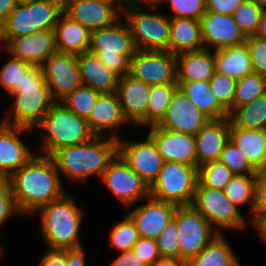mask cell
<instances>
[{"label": "cell", "instance_id": "cell-1", "mask_svg": "<svg viewBox=\"0 0 266 266\" xmlns=\"http://www.w3.org/2000/svg\"><path fill=\"white\" fill-rule=\"evenodd\" d=\"M50 156H34L7 179L21 215L35 214L65 193L62 179Z\"/></svg>", "mask_w": 266, "mask_h": 266}, {"label": "cell", "instance_id": "cell-2", "mask_svg": "<svg viewBox=\"0 0 266 266\" xmlns=\"http://www.w3.org/2000/svg\"><path fill=\"white\" fill-rule=\"evenodd\" d=\"M117 154V138L95 136L89 142L57 150L51 158L59 174L64 173L69 180L80 182L92 175L101 178Z\"/></svg>", "mask_w": 266, "mask_h": 266}, {"label": "cell", "instance_id": "cell-3", "mask_svg": "<svg viewBox=\"0 0 266 266\" xmlns=\"http://www.w3.org/2000/svg\"><path fill=\"white\" fill-rule=\"evenodd\" d=\"M14 98L10 113L1 122L34 130L55 103L43 78L41 66L31 65L23 74L20 85L9 94Z\"/></svg>", "mask_w": 266, "mask_h": 266}, {"label": "cell", "instance_id": "cell-4", "mask_svg": "<svg viewBox=\"0 0 266 266\" xmlns=\"http://www.w3.org/2000/svg\"><path fill=\"white\" fill-rule=\"evenodd\" d=\"M36 213L40 214V234L48 247L46 249L69 250L83 247L79 232L85 216L84 210L67 193L41 207Z\"/></svg>", "mask_w": 266, "mask_h": 266}, {"label": "cell", "instance_id": "cell-5", "mask_svg": "<svg viewBox=\"0 0 266 266\" xmlns=\"http://www.w3.org/2000/svg\"><path fill=\"white\" fill-rule=\"evenodd\" d=\"M43 129L42 148L44 156H52L57 150L91 141L96 135L88 121L77 116L60 102H55L36 127Z\"/></svg>", "mask_w": 266, "mask_h": 266}, {"label": "cell", "instance_id": "cell-6", "mask_svg": "<svg viewBox=\"0 0 266 266\" xmlns=\"http://www.w3.org/2000/svg\"><path fill=\"white\" fill-rule=\"evenodd\" d=\"M62 12L63 0L17 3L0 25V47H5L14 38L54 29Z\"/></svg>", "mask_w": 266, "mask_h": 266}, {"label": "cell", "instance_id": "cell-7", "mask_svg": "<svg viewBox=\"0 0 266 266\" xmlns=\"http://www.w3.org/2000/svg\"><path fill=\"white\" fill-rule=\"evenodd\" d=\"M89 52L120 77L130 73V60L137 51L128 23L121 19L91 31Z\"/></svg>", "mask_w": 266, "mask_h": 266}, {"label": "cell", "instance_id": "cell-8", "mask_svg": "<svg viewBox=\"0 0 266 266\" xmlns=\"http://www.w3.org/2000/svg\"><path fill=\"white\" fill-rule=\"evenodd\" d=\"M141 8L124 0L121 13L129 25L136 49L169 51L170 16L157 13L154 7L146 12Z\"/></svg>", "mask_w": 266, "mask_h": 266}, {"label": "cell", "instance_id": "cell-9", "mask_svg": "<svg viewBox=\"0 0 266 266\" xmlns=\"http://www.w3.org/2000/svg\"><path fill=\"white\" fill-rule=\"evenodd\" d=\"M198 182V167L164 162L156 180L149 187L150 196L177 206L192 205Z\"/></svg>", "mask_w": 266, "mask_h": 266}, {"label": "cell", "instance_id": "cell-10", "mask_svg": "<svg viewBox=\"0 0 266 266\" xmlns=\"http://www.w3.org/2000/svg\"><path fill=\"white\" fill-rule=\"evenodd\" d=\"M178 232L180 260L185 264L199 255L219 233L193 206H178L174 214Z\"/></svg>", "mask_w": 266, "mask_h": 266}, {"label": "cell", "instance_id": "cell-11", "mask_svg": "<svg viewBox=\"0 0 266 266\" xmlns=\"http://www.w3.org/2000/svg\"><path fill=\"white\" fill-rule=\"evenodd\" d=\"M192 205L219 234H222V229H242L248 223L239 207L225 196L223 190L203 187L199 182Z\"/></svg>", "mask_w": 266, "mask_h": 266}, {"label": "cell", "instance_id": "cell-12", "mask_svg": "<svg viewBox=\"0 0 266 266\" xmlns=\"http://www.w3.org/2000/svg\"><path fill=\"white\" fill-rule=\"evenodd\" d=\"M101 181L113 195L129 208L139 200L146 201L150 196L149 186L117 154L104 170Z\"/></svg>", "mask_w": 266, "mask_h": 266}, {"label": "cell", "instance_id": "cell-13", "mask_svg": "<svg viewBox=\"0 0 266 266\" xmlns=\"http://www.w3.org/2000/svg\"><path fill=\"white\" fill-rule=\"evenodd\" d=\"M130 74L148 85L177 84L176 55L137 50L130 60Z\"/></svg>", "mask_w": 266, "mask_h": 266}, {"label": "cell", "instance_id": "cell-14", "mask_svg": "<svg viewBox=\"0 0 266 266\" xmlns=\"http://www.w3.org/2000/svg\"><path fill=\"white\" fill-rule=\"evenodd\" d=\"M41 70L54 102H61L82 85L76 54H52L41 64Z\"/></svg>", "mask_w": 266, "mask_h": 266}, {"label": "cell", "instance_id": "cell-15", "mask_svg": "<svg viewBox=\"0 0 266 266\" xmlns=\"http://www.w3.org/2000/svg\"><path fill=\"white\" fill-rule=\"evenodd\" d=\"M118 155L150 187L156 180L164 160L153 140L147 135L145 141L118 139Z\"/></svg>", "mask_w": 266, "mask_h": 266}, {"label": "cell", "instance_id": "cell-16", "mask_svg": "<svg viewBox=\"0 0 266 266\" xmlns=\"http://www.w3.org/2000/svg\"><path fill=\"white\" fill-rule=\"evenodd\" d=\"M124 2L63 0V12L90 32L112 25L122 15Z\"/></svg>", "mask_w": 266, "mask_h": 266}, {"label": "cell", "instance_id": "cell-17", "mask_svg": "<svg viewBox=\"0 0 266 266\" xmlns=\"http://www.w3.org/2000/svg\"><path fill=\"white\" fill-rule=\"evenodd\" d=\"M210 119L178 87L158 127L195 136Z\"/></svg>", "mask_w": 266, "mask_h": 266}, {"label": "cell", "instance_id": "cell-18", "mask_svg": "<svg viewBox=\"0 0 266 266\" xmlns=\"http://www.w3.org/2000/svg\"><path fill=\"white\" fill-rule=\"evenodd\" d=\"M31 131L0 122V180H7L35 156L19 137L21 132Z\"/></svg>", "mask_w": 266, "mask_h": 266}, {"label": "cell", "instance_id": "cell-19", "mask_svg": "<svg viewBox=\"0 0 266 266\" xmlns=\"http://www.w3.org/2000/svg\"><path fill=\"white\" fill-rule=\"evenodd\" d=\"M147 135L156 144L164 162H176L196 167L195 136L149 126Z\"/></svg>", "mask_w": 266, "mask_h": 266}, {"label": "cell", "instance_id": "cell-20", "mask_svg": "<svg viewBox=\"0 0 266 266\" xmlns=\"http://www.w3.org/2000/svg\"><path fill=\"white\" fill-rule=\"evenodd\" d=\"M204 48L218 50L246 42L232 15L206 12L200 19Z\"/></svg>", "mask_w": 266, "mask_h": 266}, {"label": "cell", "instance_id": "cell-21", "mask_svg": "<svg viewBox=\"0 0 266 266\" xmlns=\"http://www.w3.org/2000/svg\"><path fill=\"white\" fill-rule=\"evenodd\" d=\"M3 49L15 58L35 66H41L52 54L58 52L54 29L14 38Z\"/></svg>", "mask_w": 266, "mask_h": 266}, {"label": "cell", "instance_id": "cell-22", "mask_svg": "<svg viewBox=\"0 0 266 266\" xmlns=\"http://www.w3.org/2000/svg\"><path fill=\"white\" fill-rule=\"evenodd\" d=\"M147 203L132 209L128 215L134 221L140 237L156 240L174 218L177 205L149 196Z\"/></svg>", "mask_w": 266, "mask_h": 266}, {"label": "cell", "instance_id": "cell-23", "mask_svg": "<svg viewBox=\"0 0 266 266\" xmlns=\"http://www.w3.org/2000/svg\"><path fill=\"white\" fill-rule=\"evenodd\" d=\"M150 85L135 78L130 73L121 76L117 85V95L123 114L128 122L147 126V106Z\"/></svg>", "mask_w": 266, "mask_h": 266}, {"label": "cell", "instance_id": "cell-24", "mask_svg": "<svg viewBox=\"0 0 266 266\" xmlns=\"http://www.w3.org/2000/svg\"><path fill=\"white\" fill-rule=\"evenodd\" d=\"M229 117L210 120L196 135V167L217 161L224 145L229 141Z\"/></svg>", "mask_w": 266, "mask_h": 266}, {"label": "cell", "instance_id": "cell-25", "mask_svg": "<svg viewBox=\"0 0 266 266\" xmlns=\"http://www.w3.org/2000/svg\"><path fill=\"white\" fill-rule=\"evenodd\" d=\"M87 121L90 130L96 136H105L103 131L109 130L112 133L111 136L117 139L119 137L115 129H119L123 123H129L123 114L116 92L101 93Z\"/></svg>", "mask_w": 266, "mask_h": 266}, {"label": "cell", "instance_id": "cell-26", "mask_svg": "<svg viewBox=\"0 0 266 266\" xmlns=\"http://www.w3.org/2000/svg\"><path fill=\"white\" fill-rule=\"evenodd\" d=\"M77 65L82 85L101 93H115L120 76L110 70L94 53L77 55Z\"/></svg>", "mask_w": 266, "mask_h": 266}, {"label": "cell", "instance_id": "cell-27", "mask_svg": "<svg viewBox=\"0 0 266 266\" xmlns=\"http://www.w3.org/2000/svg\"><path fill=\"white\" fill-rule=\"evenodd\" d=\"M215 72L214 51L203 48L176 55L177 82L209 81Z\"/></svg>", "mask_w": 266, "mask_h": 266}, {"label": "cell", "instance_id": "cell-28", "mask_svg": "<svg viewBox=\"0 0 266 266\" xmlns=\"http://www.w3.org/2000/svg\"><path fill=\"white\" fill-rule=\"evenodd\" d=\"M229 140L256 171L266 169V135L264 130L230 127Z\"/></svg>", "mask_w": 266, "mask_h": 266}, {"label": "cell", "instance_id": "cell-29", "mask_svg": "<svg viewBox=\"0 0 266 266\" xmlns=\"http://www.w3.org/2000/svg\"><path fill=\"white\" fill-rule=\"evenodd\" d=\"M60 53L82 54L89 50L91 32L62 12L54 28Z\"/></svg>", "mask_w": 266, "mask_h": 266}, {"label": "cell", "instance_id": "cell-30", "mask_svg": "<svg viewBox=\"0 0 266 266\" xmlns=\"http://www.w3.org/2000/svg\"><path fill=\"white\" fill-rule=\"evenodd\" d=\"M215 72L235 80L253 73L251 54L245 43L214 50Z\"/></svg>", "mask_w": 266, "mask_h": 266}, {"label": "cell", "instance_id": "cell-31", "mask_svg": "<svg viewBox=\"0 0 266 266\" xmlns=\"http://www.w3.org/2000/svg\"><path fill=\"white\" fill-rule=\"evenodd\" d=\"M200 20L170 17L169 51L175 55L203 49Z\"/></svg>", "mask_w": 266, "mask_h": 266}, {"label": "cell", "instance_id": "cell-32", "mask_svg": "<svg viewBox=\"0 0 266 266\" xmlns=\"http://www.w3.org/2000/svg\"><path fill=\"white\" fill-rule=\"evenodd\" d=\"M177 85L210 120L224 119L229 116L219 105L209 81L177 82Z\"/></svg>", "mask_w": 266, "mask_h": 266}, {"label": "cell", "instance_id": "cell-33", "mask_svg": "<svg viewBox=\"0 0 266 266\" xmlns=\"http://www.w3.org/2000/svg\"><path fill=\"white\" fill-rule=\"evenodd\" d=\"M184 266H242L234 250L223 237L217 235L196 257L188 260Z\"/></svg>", "mask_w": 266, "mask_h": 266}, {"label": "cell", "instance_id": "cell-34", "mask_svg": "<svg viewBox=\"0 0 266 266\" xmlns=\"http://www.w3.org/2000/svg\"><path fill=\"white\" fill-rule=\"evenodd\" d=\"M228 117L230 127L264 130L266 128V93L248 104L236 107Z\"/></svg>", "mask_w": 266, "mask_h": 266}, {"label": "cell", "instance_id": "cell-35", "mask_svg": "<svg viewBox=\"0 0 266 266\" xmlns=\"http://www.w3.org/2000/svg\"><path fill=\"white\" fill-rule=\"evenodd\" d=\"M177 84L150 85L147 106V127L157 125L165 116Z\"/></svg>", "mask_w": 266, "mask_h": 266}, {"label": "cell", "instance_id": "cell-36", "mask_svg": "<svg viewBox=\"0 0 266 266\" xmlns=\"http://www.w3.org/2000/svg\"><path fill=\"white\" fill-rule=\"evenodd\" d=\"M256 174L234 175L223 189L225 196L236 206L252 202L250 212L253 214L255 203Z\"/></svg>", "mask_w": 266, "mask_h": 266}, {"label": "cell", "instance_id": "cell-37", "mask_svg": "<svg viewBox=\"0 0 266 266\" xmlns=\"http://www.w3.org/2000/svg\"><path fill=\"white\" fill-rule=\"evenodd\" d=\"M265 6L253 0H245L232 14L240 31L247 38L256 34Z\"/></svg>", "mask_w": 266, "mask_h": 266}, {"label": "cell", "instance_id": "cell-38", "mask_svg": "<svg viewBox=\"0 0 266 266\" xmlns=\"http://www.w3.org/2000/svg\"><path fill=\"white\" fill-rule=\"evenodd\" d=\"M101 92L81 85L60 103L77 116L88 119Z\"/></svg>", "mask_w": 266, "mask_h": 266}, {"label": "cell", "instance_id": "cell-39", "mask_svg": "<svg viewBox=\"0 0 266 266\" xmlns=\"http://www.w3.org/2000/svg\"><path fill=\"white\" fill-rule=\"evenodd\" d=\"M266 93V78L257 73L245 75L236 80L234 109L254 101Z\"/></svg>", "mask_w": 266, "mask_h": 266}, {"label": "cell", "instance_id": "cell-40", "mask_svg": "<svg viewBox=\"0 0 266 266\" xmlns=\"http://www.w3.org/2000/svg\"><path fill=\"white\" fill-rule=\"evenodd\" d=\"M109 233L110 245L119 253L132 250L140 238L136 225L128 214Z\"/></svg>", "mask_w": 266, "mask_h": 266}, {"label": "cell", "instance_id": "cell-41", "mask_svg": "<svg viewBox=\"0 0 266 266\" xmlns=\"http://www.w3.org/2000/svg\"><path fill=\"white\" fill-rule=\"evenodd\" d=\"M234 174L219 160L198 167V182L211 189L223 190Z\"/></svg>", "mask_w": 266, "mask_h": 266}, {"label": "cell", "instance_id": "cell-42", "mask_svg": "<svg viewBox=\"0 0 266 266\" xmlns=\"http://www.w3.org/2000/svg\"><path fill=\"white\" fill-rule=\"evenodd\" d=\"M209 83L219 105L230 114L234 110L236 80L214 72Z\"/></svg>", "mask_w": 266, "mask_h": 266}, {"label": "cell", "instance_id": "cell-43", "mask_svg": "<svg viewBox=\"0 0 266 266\" xmlns=\"http://www.w3.org/2000/svg\"><path fill=\"white\" fill-rule=\"evenodd\" d=\"M31 65L21 59L11 55L6 63L0 68V86L8 93V95L20 85L22 74Z\"/></svg>", "mask_w": 266, "mask_h": 266}, {"label": "cell", "instance_id": "cell-44", "mask_svg": "<svg viewBox=\"0 0 266 266\" xmlns=\"http://www.w3.org/2000/svg\"><path fill=\"white\" fill-rule=\"evenodd\" d=\"M218 160L225 164L234 175H250L257 172L230 140L224 145Z\"/></svg>", "mask_w": 266, "mask_h": 266}, {"label": "cell", "instance_id": "cell-45", "mask_svg": "<svg viewBox=\"0 0 266 266\" xmlns=\"http://www.w3.org/2000/svg\"><path fill=\"white\" fill-rule=\"evenodd\" d=\"M155 241L161 257L180 260L179 232L174 219L167 224Z\"/></svg>", "mask_w": 266, "mask_h": 266}, {"label": "cell", "instance_id": "cell-46", "mask_svg": "<svg viewBox=\"0 0 266 266\" xmlns=\"http://www.w3.org/2000/svg\"><path fill=\"white\" fill-rule=\"evenodd\" d=\"M173 10V18L200 20L206 13V0H166Z\"/></svg>", "mask_w": 266, "mask_h": 266}, {"label": "cell", "instance_id": "cell-47", "mask_svg": "<svg viewBox=\"0 0 266 266\" xmlns=\"http://www.w3.org/2000/svg\"><path fill=\"white\" fill-rule=\"evenodd\" d=\"M251 54V64L254 73L266 78V39L256 35L246 38Z\"/></svg>", "mask_w": 266, "mask_h": 266}, {"label": "cell", "instance_id": "cell-48", "mask_svg": "<svg viewBox=\"0 0 266 266\" xmlns=\"http://www.w3.org/2000/svg\"><path fill=\"white\" fill-rule=\"evenodd\" d=\"M21 215L16 206L11 186L7 180H0V228L10 216ZM1 249H3L0 246Z\"/></svg>", "mask_w": 266, "mask_h": 266}, {"label": "cell", "instance_id": "cell-49", "mask_svg": "<svg viewBox=\"0 0 266 266\" xmlns=\"http://www.w3.org/2000/svg\"><path fill=\"white\" fill-rule=\"evenodd\" d=\"M132 250L148 266L161 257L156 241L149 238L140 237Z\"/></svg>", "mask_w": 266, "mask_h": 266}, {"label": "cell", "instance_id": "cell-50", "mask_svg": "<svg viewBox=\"0 0 266 266\" xmlns=\"http://www.w3.org/2000/svg\"><path fill=\"white\" fill-rule=\"evenodd\" d=\"M253 214H266V169L256 172Z\"/></svg>", "mask_w": 266, "mask_h": 266}, {"label": "cell", "instance_id": "cell-51", "mask_svg": "<svg viewBox=\"0 0 266 266\" xmlns=\"http://www.w3.org/2000/svg\"><path fill=\"white\" fill-rule=\"evenodd\" d=\"M245 0H206V12L232 15Z\"/></svg>", "mask_w": 266, "mask_h": 266}, {"label": "cell", "instance_id": "cell-52", "mask_svg": "<svg viewBox=\"0 0 266 266\" xmlns=\"http://www.w3.org/2000/svg\"><path fill=\"white\" fill-rule=\"evenodd\" d=\"M37 266H67V250L47 249Z\"/></svg>", "mask_w": 266, "mask_h": 266}, {"label": "cell", "instance_id": "cell-53", "mask_svg": "<svg viewBox=\"0 0 266 266\" xmlns=\"http://www.w3.org/2000/svg\"><path fill=\"white\" fill-rule=\"evenodd\" d=\"M111 266H148L133 250L120 252Z\"/></svg>", "mask_w": 266, "mask_h": 266}, {"label": "cell", "instance_id": "cell-54", "mask_svg": "<svg viewBox=\"0 0 266 266\" xmlns=\"http://www.w3.org/2000/svg\"><path fill=\"white\" fill-rule=\"evenodd\" d=\"M67 266H86L83 247L67 250Z\"/></svg>", "mask_w": 266, "mask_h": 266}, {"label": "cell", "instance_id": "cell-55", "mask_svg": "<svg viewBox=\"0 0 266 266\" xmlns=\"http://www.w3.org/2000/svg\"><path fill=\"white\" fill-rule=\"evenodd\" d=\"M250 222L258 231L263 242L266 243V214H253Z\"/></svg>", "mask_w": 266, "mask_h": 266}, {"label": "cell", "instance_id": "cell-56", "mask_svg": "<svg viewBox=\"0 0 266 266\" xmlns=\"http://www.w3.org/2000/svg\"><path fill=\"white\" fill-rule=\"evenodd\" d=\"M16 4L15 0H0V25L9 16Z\"/></svg>", "mask_w": 266, "mask_h": 266}, {"label": "cell", "instance_id": "cell-57", "mask_svg": "<svg viewBox=\"0 0 266 266\" xmlns=\"http://www.w3.org/2000/svg\"><path fill=\"white\" fill-rule=\"evenodd\" d=\"M149 266H184V263L176 258L160 257Z\"/></svg>", "mask_w": 266, "mask_h": 266}, {"label": "cell", "instance_id": "cell-58", "mask_svg": "<svg viewBox=\"0 0 266 266\" xmlns=\"http://www.w3.org/2000/svg\"><path fill=\"white\" fill-rule=\"evenodd\" d=\"M128 2L141 6L143 5V7H154V8H158V6L160 4H164V2H166V0H127Z\"/></svg>", "mask_w": 266, "mask_h": 266}, {"label": "cell", "instance_id": "cell-59", "mask_svg": "<svg viewBox=\"0 0 266 266\" xmlns=\"http://www.w3.org/2000/svg\"><path fill=\"white\" fill-rule=\"evenodd\" d=\"M255 35L260 38L266 39V7Z\"/></svg>", "mask_w": 266, "mask_h": 266}, {"label": "cell", "instance_id": "cell-60", "mask_svg": "<svg viewBox=\"0 0 266 266\" xmlns=\"http://www.w3.org/2000/svg\"><path fill=\"white\" fill-rule=\"evenodd\" d=\"M253 1H255L256 3L262 4L266 7V0H253Z\"/></svg>", "mask_w": 266, "mask_h": 266}, {"label": "cell", "instance_id": "cell-61", "mask_svg": "<svg viewBox=\"0 0 266 266\" xmlns=\"http://www.w3.org/2000/svg\"><path fill=\"white\" fill-rule=\"evenodd\" d=\"M103 2H124V0H100Z\"/></svg>", "mask_w": 266, "mask_h": 266}, {"label": "cell", "instance_id": "cell-62", "mask_svg": "<svg viewBox=\"0 0 266 266\" xmlns=\"http://www.w3.org/2000/svg\"><path fill=\"white\" fill-rule=\"evenodd\" d=\"M17 3H25V2H29L31 0H15Z\"/></svg>", "mask_w": 266, "mask_h": 266}, {"label": "cell", "instance_id": "cell-63", "mask_svg": "<svg viewBox=\"0 0 266 266\" xmlns=\"http://www.w3.org/2000/svg\"><path fill=\"white\" fill-rule=\"evenodd\" d=\"M2 255H4V254H3L2 249L0 248V259H1Z\"/></svg>", "mask_w": 266, "mask_h": 266}]
</instances>
